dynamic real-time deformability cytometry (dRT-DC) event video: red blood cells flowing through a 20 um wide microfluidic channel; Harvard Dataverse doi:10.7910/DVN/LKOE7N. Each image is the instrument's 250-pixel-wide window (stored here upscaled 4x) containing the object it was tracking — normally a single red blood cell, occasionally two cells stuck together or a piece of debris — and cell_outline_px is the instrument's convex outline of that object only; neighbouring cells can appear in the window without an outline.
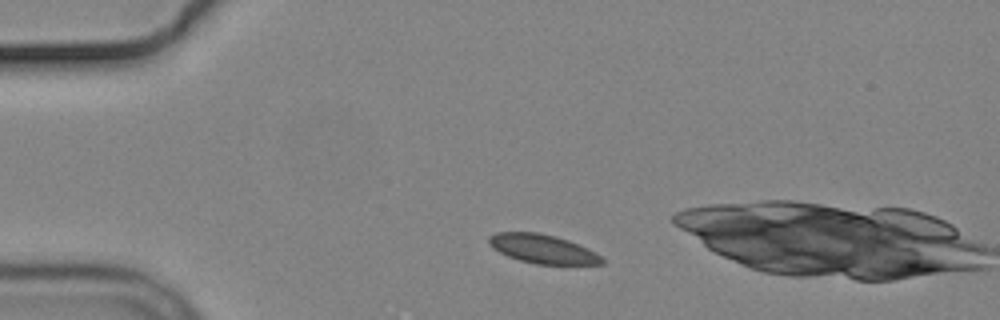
{"species": "common noctule bat (a hibernating species)", "species_latin": "Nyctalus noctula", "temperature_condition": "cold", "stored_images_in_passage": 6, "camera_frame_rate_fps": 3000, "um_per_image_px": 0.085, "animal": {"sex": "male", "body_mass_g": 19.2, "forearm_length_mm": 51.8}, "frame": {"image": 1, "passage_image": 1, "time_ms": 0.0, "image_size_px": [1000, 320], "cell_outline_px": [[604, 264], [536, 264], [520, 260], [508, 256], [500, 252], [488, 244], [488, 236], [496, 232], [540, 232], [556, 236], [568, 240], [600, 256], [604, 260]], "centroid_in_image_um": [46.06, 21.14], "position_along_channel_um": 38.9, "area_um2": 18.79}}